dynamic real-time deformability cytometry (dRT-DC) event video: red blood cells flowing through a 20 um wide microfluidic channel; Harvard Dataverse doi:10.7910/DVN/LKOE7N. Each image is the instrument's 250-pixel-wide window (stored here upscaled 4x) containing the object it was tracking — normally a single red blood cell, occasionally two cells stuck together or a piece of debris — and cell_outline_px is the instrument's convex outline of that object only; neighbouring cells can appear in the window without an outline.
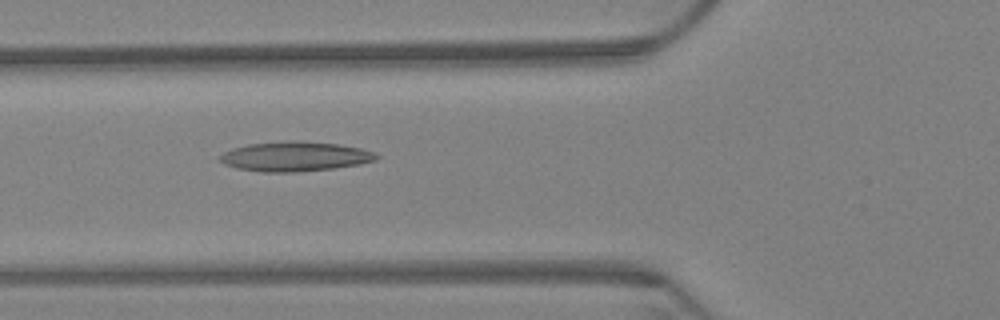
{"species": "Egyptian fruit bat (a non-hibernating species)", "species_latin": "Rousettus aegyptiacus", "temperature_condition": "warm", "stored_images_in_passage": 47, "camera_frame_rate_fps": 3000, "um_per_image_px": 0.085, "animal": {"sex": "female"}, "frame": {"image": 1, "passage_image": 7, "time_ms": 2.0, "image_size_px": [1000, 320], "cell_outline_px": [[380, 156], [376, 160], [360, 164], [332, 168], [292, 172], [264, 172], [236, 168], [224, 164], [220, 160], [220, 156], [224, 152], [232, 148], [248, 144], [284, 140], [300, 140], [336, 144], [360, 148], [376, 152]], "centroid_in_image_um": [25.07, 13.28], "position_along_channel_um": 100.7, "area_um2": 27.11}}
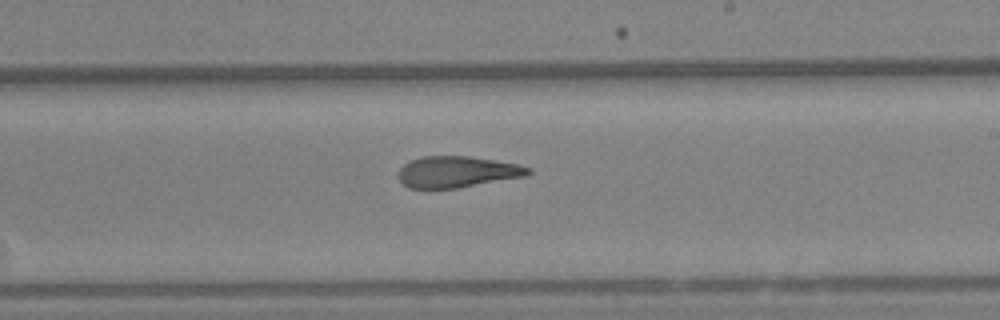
{"frame": {"image": 2, "passage_image": 21, "time_ms": 6.667, "image_size_px": [1000, 320], "cell_outline_px": [[532, 172], [524, 176], [456, 188], [408, 188], [396, 176], [396, 172], [404, 164], [420, 156], [468, 156], [516, 164], [532, 168]], "centroid_in_image_um": [38.79, 14.6], "position_along_channel_um": 250.2, "area_um2": 23.47}}
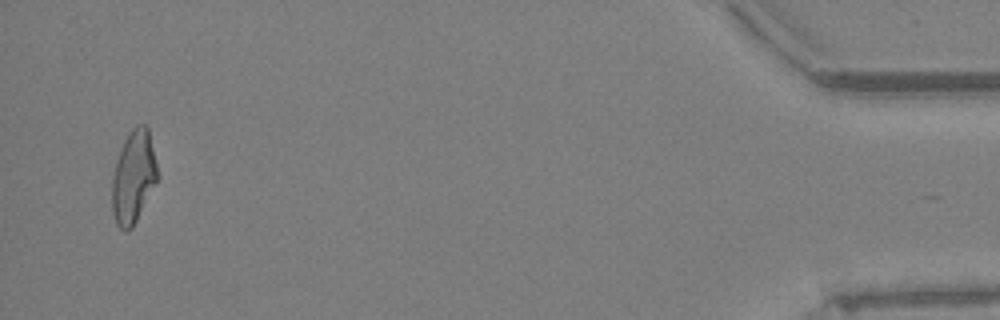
{"frame": {"image": 3, "passage_image": 45, "time_ms": 14.667, "image_size_px": [1000, 320], "cell_outline_px": [[160, 176], [156, 184], [132, 228], [124, 232], [116, 224], [112, 212], [112, 176], [116, 160], [120, 148], [124, 140], [132, 128], [136, 124], [144, 124], [148, 128]], "centroid_in_image_um": [11.35, 15.04], "position_along_channel_um": 423.9, "area_um2": 24.85}, "authors_computed_cell_mechanics": {"area_um2": 24.6228, "velocity_mm_per_s": 3.2132, "shape_relaxation_time_tau1_ms": null, "shape_relaxation_time_tau2_ms": 4.349, "deformation_change_tau1": null, "deformation_change_tau2": 0.1429}}